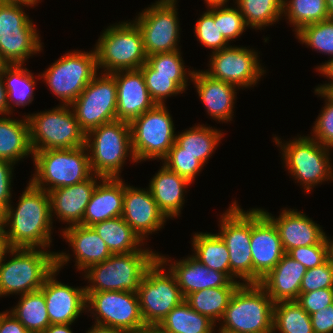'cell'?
<instances>
[{"instance_id": "1", "label": "cell", "mask_w": 333, "mask_h": 333, "mask_svg": "<svg viewBox=\"0 0 333 333\" xmlns=\"http://www.w3.org/2000/svg\"><path fill=\"white\" fill-rule=\"evenodd\" d=\"M27 185L17 207L10 203L3 211L6 241L9 248H50L53 222L49 194L30 181Z\"/></svg>"}, {"instance_id": "2", "label": "cell", "mask_w": 333, "mask_h": 333, "mask_svg": "<svg viewBox=\"0 0 333 333\" xmlns=\"http://www.w3.org/2000/svg\"><path fill=\"white\" fill-rule=\"evenodd\" d=\"M13 258L5 261L7 254ZM56 268V252L41 248H9L0 261V297L40 290Z\"/></svg>"}, {"instance_id": "3", "label": "cell", "mask_w": 333, "mask_h": 333, "mask_svg": "<svg viewBox=\"0 0 333 333\" xmlns=\"http://www.w3.org/2000/svg\"><path fill=\"white\" fill-rule=\"evenodd\" d=\"M155 252L133 251L126 254H112L105 261L88 267L84 271V277L90 284L85 286V291L136 293L146 270L158 258V253Z\"/></svg>"}, {"instance_id": "4", "label": "cell", "mask_w": 333, "mask_h": 333, "mask_svg": "<svg viewBox=\"0 0 333 333\" xmlns=\"http://www.w3.org/2000/svg\"><path fill=\"white\" fill-rule=\"evenodd\" d=\"M274 302L258 283H242L232 295L219 330L229 333H273Z\"/></svg>"}, {"instance_id": "5", "label": "cell", "mask_w": 333, "mask_h": 333, "mask_svg": "<svg viewBox=\"0 0 333 333\" xmlns=\"http://www.w3.org/2000/svg\"><path fill=\"white\" fill-rule=\"evenodd\" d=\"M85 146L92 173L101 177L120 178L127 158L130 156L136 162L128 122L115 120L90 130L86 134Z\"/></svg>"}, {"instance_id": "6", "label": "cell", "mask_w": 333, "mask_h": 333, "mask_svg": "<svg viewBox=\"0 0 333 333\" xmlns=\"http://www.w3.org/2000/svg\"><path fill=\"white\" fill-rule=\"evenodd\" d=\"M32 157L35 172L30 182L46 192L72 186L93 174L86 146L35 151Z\"/></svg>"}, {"instance_id": "7", "label": "cell", "mask_w": 333, "mask_h": 333, "mask_svg": "<svg viewBox=\"0 0 333 333\" xmlns=\"http://www.w3.org/2000/svg\"><path fill=\"white\" fill-rule=\"evenodd\" d=\"M104 30L94 47L98 71L136 70L146 62L142 33L134 21L115 23Z\"/></svg>"}, {"instance_id": "8", "label": "cell", "mask_w": 333, "mask_h": 333, "mask_svg": "<svg viewBox=\"0 0 333 333\" xmlns=\"http://www.w3.org/2000/svg\"><path fill=\"white\" fill-rule=\"evenodd\" d=\"M273 139L281 148L282 160L289 174L302 185L305 192H311L312 188L324 181L333 180L329 156L331 148L323 146L311 136L300 135L285 143L277 136Z\"/></svg>"}, {"instance_id": "9", "label": "cell", "mask_w": 333, "mask_h": 333, "mask_svg": "<svg viewBox=\"0 0 333 333\" xmlns=\"http://www.w3.org/2000/svg\"><path fill=\"white\" fill-rule=\"evenodd\" d=\"M35 5L0 1V54L6 64H24L30 56L42 50L38 30L23 10V6Z\"/></svg>"}, {"instance_id": "10", "label": "cell", "mask_w": 333, "mask_h": 333, "mask_svg": "<svg viewBox=\"0 0 333 333\" xmlns=\"http://www.w3.org/2000/svg\"><path fill=\"white\" fill-rule=\"evenodd\" d=\"M71 109V110H70ZM29 122L33 153L47 149H69L85 146L86 133L80 128L70 105L26 115Z\"/></svg>"}, {"instance_id": "11", "label": "cell", "mask_w": 333, "mask_h": 333, "mask_svg": "<svg viewBox=\"0 0 333 333\" xmlns=\"http://www.w3.org/2000/svg\"><path fill=\"white\" fill-rule=\"evenodd\" d=\"M129 125L132 151L137 163L148 159L162 160L175 143V126L165 105L156 104Z\"/></svg>"}, {"instance_id": "12", "label": "cell", "mask_w": 333, "mask_h": 333, "mask_svg": "<svg viewBox=\"0 0 333 333\" xmlns=\"http://www.w3.org/2000/svg\"><path fill=\"white\" fill-rule=\"evenodd\" d=\"M95 49L66 53L40 76L63 105H70L97 74Z\"/></svg>"}, {"instance_id": "13", "label": "cell", "mask_w": 333, "mask_h": 333, "mask_svg": "<svg viewBox=\"0 0 333 333\" xmlns=\"http://www.w3.org/2000/svg\"><path fill=\"white\" fill-rule=\"evenodd\" d=\"M157 258L146 270L137 290L145 325H158L184 297L174 275Z\"/></svg>"}, {"instance_id": "14", "label": "cell", "mask_w": 333, "mask_h": 333, "mask_svg": "<svg viewBox=\"0 0 333 333\" xmlns=\"http://www.w3.org/2000/svg\"><path fill=\"white\" fill-rule=\"evenodd\" d=\"M220 217V233L217 234L230 254V279L253 283L251 210L244 211L235 200Z\"/></svg>"}, {"instance_id": "15", "label": "cell", "mask_w": 333, "mask_h": 333, "mask_svg": "<svg viewBox=\"0 0 333 333\" xmlns=\"http://www.w3.org/2000/svg\"><path fill=\"white\" fill-rule=\"evenodd\" d=\"M177 0H158L133 20L141 30L146 56L180 50Z\"/></svg>"}, {"instance_id": "16", "label": "cell", "mask_w": 333, "mask_h": 333, "mask_svg": "<svg viewBox=\"0 0 333 333\" xmlns=\"http://www.w3.org/2000/svg\"><path fill=\"white\" fill-rule=\"evenodd\" d=\"M80 128L90 130L117 120V84L111 73H98L70 104Z\"/></svg>"}, {"instance_id": "17", "label": "cell", "mask_w": 333, "mask_h": 333, "mask_svg": "<svg viewBox=\"0 0 333 333\" xmlns=\"http://www.w3.org/2000/svg\"><path fill=\"white\" fill-rule=\"evenodd\" d=\"M86 311L95 324L114 327L125 333H138L145 323L142 319L137 293L130 291L86 292Z\"/></svg>"}, {"instance_id": "18", "label": "cell", "mask_w": 333, "mask_h": 333, "mask_svg": "<svg viewBox=\"0 0 333 333\" xmlns=\"http://www.w3.org/2000/svg\"><path fill=\"white\" fill-rule=\"evenodd\" d=\"M210 56V68L204 72L212 78L233 84L238 89L253 87L266 73L258 52L251 48L230 45L212 52Z\"/></svg>"}, {"instance_id": "19", "label": "cell", "mask_w": 333, "mask_h": 333, "mask_svg": "<svg viewBox=\"0 0 333 333\" xmlns=\"http://www.w3.org/2000/svg\"><path fill=\"white\" fill-rule=\"evenodd\" d=\"M68 254L65 252L56 253V268L40 288L46 301L50 324H72L80 314L86 313L85 287L74 286L73 288V286L56 280L57 273L70 260V254Z\"/></svg>"}, {"instance_id": "20", "label": "cell", "mask_w": 333, "mask_h": 333, "mask_svg": "<svg viewBox=\"0 0 333 333\" xmlns=\"http://www.w3.org/2000/svg\"><path fill=\"white\" fill-rule=\"evenodd\" d=\"M253 283H259L285 254L279 232L261 208L251 209Z\"/></svg>"}, {"instance_id": "21", "label": "cell", "mask_w": 333, "mask_h": 333, "mask_svg": "<svg viewBox=\"0 0 333 333\" xmlns=\"http://www.w3.org/2000/svg\"><path fill=\"white\" fill-rule=\"evenodd\" d=\"M121 217L143 241L153 234L152 232L162 229L167 221L149 188H135L130 184H125Z\"/></svg>"}, {"instance_id": "22", "label": "cell", "mask_w": 333, "mask_h": 333, "mask_svg": "<svg viewBox=\"0 0 333 333\" xmlns=\"http://www.w3.org/2000/svg\"><path fill=\"white\" fill-rule=\"evenodd\" d=\"M158 259L174 275L181 293L185 298L188 294L199 290L222 286H240L243 282L232 281L225 273L216 271L203 265L193 255L185 259L172 262L166 256L158 254ZM171 264L169 265L168 263Z\"/></svg>"}, {"instance_id": "23", "label": "cell", "mask_w": 333, "mask_h": 333, "mask_svg": "<svg viewBox=\"0 0 333 333\" xmlns=\"http://www.w3.org/2000/svg\"><path fill=\"white\" fill-rule=\"evenodd\" d=\"M111 74L117 84V120L130 123L156 105L140 69L120 70Z\"/></svg>"}, {"instance_id": "24", "label": "cell", "mask_w": 333, "mask_h": 333, "mask_svg": "<svg viewBox=\"0 0 333 333\" xmlns=\"http://www.w3.org/2000/svg\"><path fill=\"white\" fill-rule=\"evenodd\" d=\"M102 178L92 174L88 179L72 186L49 191L52 221L56 215L59 221L65 224L67 222L69 226L82 225L86 207L97 186V180Z\"/></svg>"}, {"instance_id": "25", "label": "cell", "mask_w": 333, "mask_h": 333, "mask_svg": "<svg viewBox=\"0 0 333 333\" xmlns=\"http://www.w3.org/2000/svg\"><path fill=\"white\" fill-rule=\"evenodd\" d=\"M262 211L275 224L285 253L296 247L319 244L325 238L322 227L302 211L284 208L276 218L263 208Z\"/></svg>"}, {"instance_id": "26", "label": "cell", "mask_w": 333, "mask_h": 333, "mask_svg": "<svg viewBox=\"0 0 333 333\" xmlns=\"http://www.w3.org/2000/svg\"><path fill=\"white\" fill-rule=\"evenodd\" d=\"M191 81L194 82L198 96L213 120L222 123L232 121L237 86L212 78L203 70H194Z\"/></svg>"}, {"instance_id": "27", "label": "cell", "mask_w": 333, "mask_h": 333, "mask_svg": "<svg viewBox=\"0 0 333 333\" xmlns=\"http://www.w3.org/2000/svg\"><path fill=\"white\" fill-rule=\"evenodd\" d=\"M306 270L302 263L285 253L276 266L261 278L258 284L267 292L274 303L296 301Z\"/></svg>"}, {"instance_id": "28", "label": "cell", "mask_w": 333, "mask_h": 333, "mask_svg": "<svg viewBox=\"0 0 333 333\" xmlns=\"http://www.w3.org/2000/svg\"><path fill=\"white\" fill-rule=\"evenodd\" d=\"M124 191L122 178L100 179L86 207L82 225L93 226L98 222L121 217Z\"/></svg>"}, {"instance_id": "29", "label": "cell", "mask_w": 333, "mask_h": 333, "mask_svg": "<svg viewBox=\"0 0 333 333\" xmlns=\"http://www.w3.org/2000/svg\"><path fill=\"white\" fill-rule=\"evenodd\" d=\"M62 237L72 247L75 266L80 271L101 263L112 253L92 226L72 225L62 229Z\"/></svg>"}, {"instance_id": "30", "label": "cell", "mask_w": 333, "mask_h": 333, "mask_svg": "<svg viewBox=\"0 0 333 333\" xmlns=\"http://www.w3.org/2000/svg\"><path fill=\"white\" fill-rule=\"evenodd\" d=\"M190 183L187 179L165 165L150 180L149 190L159 210L167 219L180 216L185 203L184 197Z\"/></svg>"}, {"instance_id": "31", "label": "cell", "mask_w": 333, "mask_h": 333, "mask_svg": "<svg viewBox=\"0 0 333 333\" xmlns=\"http://www.w3.org/2000/svg\"><path fill=\"white\" fill-rule=\"evenodd\" d=\"M0 116V159L16 164L22 158L33 156L30 144L29 122Z\"/></svg>"}, {"instance_id": "32", "label": "cell", "mask_w": 333, "mask_h": 333, "mask_svg": "<svg viewBox=\"0 0 333 333\" xmlns=\"http://www.w3.org/2000/svg\"><path fill=\"white\" fill-rule=\"evenodd\" d=\"M100 238L106 243L112 254H126L133 251H152L144 249L143 240L125 222L122 217L98 222L92 226Z\"/></svg>"}, {"instance_id": "33", "label": "cell", "mask_w": 333, "mask_h": 333, "mask_svg": "<svg viewBox=\"0 0 333 333\" xmlns=\"http://www.w3.org/2000/svg\"><path fill=\"white\" fill-rule=\"evenodd\" d=\"M223 134L221 130L198 124L176 134L175 142L181 147V153L193 155L205 165L215 152Z\"/></svg>"}, {"instance_id": "34", "label": "cell", "mask_w": 333, "mask_h": 333, "mask_svg": "<svg viewBox=\"0 0 333 333\" xmlns=\"http://www.w3.org/2000/svg\"><path fill=\"white\" fill-rule=\"evenodd\" d=\"M166 333H215L217 325L183 300L158 324Z\"/></svg>"}, {"instance_id": "35", "label": "cell", "mask_w": 333, "mask_h": 333, "mask_svg": "<svg viewBox=\"0 0 333 333\" xmlns=\"http://www.w3.org/2000/svg\"><path fill=\"white\" fill-rule=\"evenodd\" d=\"M193 256L203 265L225 273L230 278V254L218 234L197 232L192 239Z\"/></svg>"}, {"instance_id": "36", "label": "cell", "mask_w": 333, "mask_h": 333, "mask_svg": "<svg viewBox=\"0 0 333 333\" xmlns=\"http://www.w3.org/2000/svg\"><path fill=\"white\" fill-rule=\"evenodd\" d=\"M23 66L24 64H7L2 70V79L5 80L3 83L7 91L9 115L12 114L14 106L25 107L34 100L36 77Z\"/></svg>"}, {"instance_id": "37", "label": "cell", "mask_w": 333, "mask_h": 333, "mask_svg": "<svg viewBox=\"0 0 333 333\" xmlns=\"http://www.w3.org/2000/svg\"><path fill=\"white\" fill-rule=\"evenodd\" d=\"M239 286H222L199 290L188 294L184 300L198 313L207 316L215 324L224 316L232 295Z\"/></svg>"}, {"instance_id": "38", "label": "cell", "mask_w": 333, "mask_h": 333, "mask_svg": "<svg viewBox=\"0 0 333 333\" xmlns=\"http://www.w3.org/2000/svg\"><path fill=\"white\" fill-rule=\"evenodd\" d=\"M18 304L9 311L31 333H42L49 325L46 301L41 290L19 295Z\"/></svg>"}, {"instance_id": "39", "label": "cell", "mask_w": 333, "mask_h": 333, "mask_svg": "<svg viewBox=\"0 0 333 333\" xmlns=\"http://www.w3.org/2000/svg\"><path fill=\"white\" fill-rule=\"evenodd\" d=\"M144 76L147 90L152 100L159 105H166L167 97L176 96L187 90L188 80L193 75L157 74L146 62L139 68Z\"/></svg>"}, {"instance_id": "40", "label": "cell", "mask_w": 333, "mask_h": 333, "mask_svg": "<svg viewBox=\"0 0 333 333\" xmlns=\"http://www.w3.org/2000/svg\"><path fill=\"white\" fill-rule=\"evenodd\" d=\"M314 333L310 315L296 301H279L273 306V333Z\"/></svg>"}, {"instance_id": "41", "label": "cell", "mask_w": 333, "mask_h": 333, "mask_svg": "<svg viewBox=\"0 0 333 333\" xmlns=\"http://www.w3.org/2000/svg\"><path fill=\"white\" fill-rule=\"evenodd\" d=\"M284 0H236L235 4L244 17L246 25L263 29L282 19ZM263 27V28H262Z\"/></svg>"}, {"instance_id": "42", "label": "cell", "mask_w": 333, "mask_h": 333, "mask_svg": "<svg viewBox=\"0 0 333 333\" xmlns=\"http://www.w3.org/2000/svg\"><path fill=\"white\" fill-rule=\"evenodd\" d=\"M284 15L295 32L303 26L330 18L326 0H284Z\"/></svg>"}, {"instance_id": "43", "label": "cell", "mask_w": 333, "mask_h": 333, "mask_svg": "<svg viewBox=\"0 0 333 333\" xmlns=\"http://www.w3.org/2000/svg\"><path fill=\"white\" fill-rule=\"evenodd\" d=\"M294 34L302 44L333 58V19L308 24Z\"/></svg>"}, {"instance_id": "44", "label": "cell", "mask_w": 333, "mask_h": 333, "mask_svg": "<svg viewBox=\"0 0 333 333\" xmlns=\"http://www.w3.org/2000/svg\"><path fill=\"white\" fill-rule=\"evenodd\" d=\"M205 13L197 20L194 33L201 45L217 52L230 44L225 40L218 28V5L208 6Z\"/></svg>"}, {"instance_id": "45", "label": "cell", "mask_w": 333, "mask_h": 333, "mask_svg": "<svg viewBox=\"0 0 333 333\" xmlns=\"http://www.w3.org/2000/svg\"><path fill=\"white\" fill-rule=\"evenodd\" d=\"M168 169L181 175L192 183L196 175L201 172L205 166L195 156L188 153H181V147L175 142L167 155L161 160Z\"/></svg>"}, {"instance_id": "46", "label": "cell", "mask_w": 333, "mask_h": 333, "mask_svg": "<svg viewBox=\"0 0 333 333\" xmlns=\"http://www.w3.org/2000/svg\"><path fill=\"white\" fill-rule=\"evenodd\" d=\"M315 94L325 98V106L322 108L312 127L313 139L323 146L333 149V100L323 91L315 90Z\"/></svg>"}, {"instance_id": "47", "label": "cell", "mask_w": 333, "mask_h": 333, "mask_svg": "<svg viewBox=\"0 0 333 333\" xmlns=\"http://www.w3.org/2000/svg\"><path fill=\"white\" fill-rule=\"evenodd\" d=\"M246 27L248 26L237 6L228 7V5H218L219 32L228 43L229 41H234V39L240 37Z\"/></svg>"}, {"instance_id": "48", "label": "cell", "mask_w": 333, "mask_h": 333, "mask_svg": "<svg viewBox=\"0 0 333 333\" xmlns=\"http://www.w3.org/2000/svg\"><path fill=\"white\" fill-rule=\"evenodd\" d=\"M146 63L157 74L193 75L194 70H186L180 50L147 56Z\"/></svg>"}, {"instance_id": "49", "label": "cell", "mask_w": 333, "mask_h": 333, "mask_svg": "<svg viewBox=\"0 0 333 333\" xmlns=\"http://www.w3.org/2000/svg\"><path fill=\"white\" fill-rule=\"evenodd\" d=\"M323 288H333V266L328 259L321 265L306 270L302 278L300 293Z\"/></svg>"}, {"instance_id": "50", "label": "cell", "mask_w": 333, "mask_h": 333, "mask_svg": "<svg viewBox=\"0 0 333 333\" xmlns=\"http://www.w3.org/2000/svg\"><path fill=\"white\" fill-rule=\"evenodd\" d=\"M287 254L302 263L306 269H311L321 265L328 259L327 243L324 238L319 244L296 247L291 249Z\"/></svg>"}, {"instance_id": "51", "label": "cell", "mask_w": 333, "mask_h": 333, "mask_svg": "<svg viewBox=\"0 0 333 333\" xmlns=\"http://www.w3.org/2000/svg\"><path fill=\"white\" fill-rule=\"evenodd\" d=\"M296 302L311 315L333 303V288L300 293Z\"/></svg>"}, {"instance_id": "52", "label": "cell", "mask_w": 333, "mask_h": 333, "mask_svg": "<svg viewBox=\"0 0 333 333\" xmlns=\"http://www.w3.org/2000/svg\"><path fill=\"white\" fill-rule=\"evenodd\" d=\"M14 163L0 159V210L3 212L11 203V187Z\"/></svg>"}, {"instance_id": "53", "label": "cell", "mask_w": 333, "mask_h": 333, "mask_svg": "<svg viewBox=\"0 0 333 333\" xmlns=\"http://www.w3.org/2000/svg\"><path fill=\"white\" fill-rule=\"evenodd\" d=\"M314 333H333V303L310 315Z\"/></svg>"}, {"instance_id": "54", "label": "cell", "mask_w": 333, "mask_h": 333, "mask_svg": "<svg viewBox=\"0 0 333 333\" xmlns=\"http://www.w3.org/2000/svg\"><path fill=\"white\" fill-rule=\"evenodd\" d=\"M0 333H31L10 312H0Z\"/></svg>"}, {"instance_id": "55", "label": "cell", "mask_w": 333, "mask_h": 333, "mask_svg": "<svg viewBox=\"0 0 333 333\" xmlns=\"http://www.w3.org/2000/svg\"><path fill=\"white\" fill-rule=\"evenodd\" d=\"M316 69L320 74L331 79L330 82L324 83L323 85H319L314 89L324 92L331 84H333V58L329 59L325 63H322Z\"/></svg>"}, {"instance_id": "56", "label": "cell", "mask_w": 333, "mask_h": 333, "mask_svg": "<svg viewBox=\"0 0 333 333\" xmlns=\"http://www.w3.org/2000/svg\"><path fill=\"white\" fill-rule=\"evenodd\" d=\"M3 81L4 80L2 79V71H0V115L9 116L7 91L4 87Z\"/></svg>"}, {"instance_id": "57", "label": "cell", "mask_w": 333, "mask_h": 333, "mask_svg": "<svg viewBox=\"0 0 333 333\" xmlns=\"http://www.w3.org/2000/svg\"><path fill=\"white\" fill-rule=\"evenodd\" d=\"M72 324H50L42 333H73Z\"/></svg>"}, {"instance_id": "58", "label": "cell", "mask_w": 333, "mask_h": 333, "mask_svg": "<svg viewBox=\"0 0 333 333\" xmlns=\"http://www.w3.org/2000/svg\"><path fill=\"white\" fill-rule=\"evenodd\" d=\"M86 333H125V332L114 327L103 326L94 323V326L92 325L91 329L90 330L88 329V332Z\"/></svg>"}, {"instance_id": "59", "label": "cell", "mask_w": 333, "mask_h": 333, "mask_svg": "<svg viewBox=\"0 0 333 333\" xmlns=\"http://www.w3.org/2000/svg\"><path fill=\"white\" fill-rule=\"evenodd\" d=\"M9 249L8 243L5 238L4 230L1 227L0 228V261L4 257V254Z\"/></svg>"}, {"instance_id": "60", "label": "cell", "mask_w": 333, "mask_h": 333, "mask_svg": "<svg viewBox=\"0 0 333 333\" xmlns=\"http://www.w3.org/2000/svg\"><path fill=\"white\" fill-rule=\"evenodd\" d=\"M138 333H166L158 325H146Z\"/></svg>"}, {"instance_id": "61", "label": "cell", "mask_w": 333, "mask_h": 333, "mask_svg": "<svg viewBox=\"0 0 333 333\" xmlns=\"http://www.w3.org/2000/svg\"><path fill=\"white\" fill-rule=\"evenodd\" d=\"M325 240L327 243V258L330 264L333 266V239L330 240V238L325 235Z\"/></svg>"}, {"instance_id": "62", "label": "cell", "mask_w": 333, "mask_h": 333, "mask_svg": "<svg viewBox=\"0 0 333 333\" xmlns=\"http://www.w3.org/2000/svg\"><path fill=\"white\" fill-rule=\"evenodd\" d=\"M229 0H204L207 7L213 5H227Z\"/></svg>"}, {"instance_id": "63", "label": "cell", "mask_w": 333, "mask_h": 333, "mask_svg": "<svg viewBox=\"0 0 333 333\" xmlns=\"http://www.w3.org/2000/svg\"><path fill=\"white\" fill-rule=\"evenodd\" d=\"M326 1H327L329 17L333 19V0H326Z\"/></svg>"}, {"instance_id": "64", "label": "cell", "mask_w": 333, "mask_h": 333, "mask_svg": "<svg viewBox=\"0 0 333 333\" xmlns=\"http://www.w3.org/2000/svg\"><path fill=\"white\" fill-rule=\"evenodd\" d=\"M324 93L333 100V84H331L325 91Z\"/></svg>"}, {"instance_id": "65", "label": "cell", "mask_w": 333, "mask_h": 333, "mask_svg": "<svg viewBox=\"0 0 333 333\" xmlns=\"http://www.w3.org/2000/svg\"><path fill=\"white\" fill-rule=\"evenodd\" d=\"M6 65H7L6 62L3 60L0 54V71H2Z\"/></svg>"}, {"instance_id": "66", "label": "cell", "mask_w": 333, "mask_h": 333, "mask_svg": "<svg viewBox=\"0 0 333 333\" xmlns=\"http://www.w3.org/2000/svg\"><path fill=\"white\" fill-rule=\"evenodd\" d=\"M0 1H17V2L34 3L32 0H0Z\"/></svg>"}, {"instance_id": "67", "label": "cell", "mask_w": 333, "mask_h": 333, "mask_svg": "<svg viewBox=\"0 0 333 333\" xmlns=\"http://www.w3.org/2000/svg\"><path fill=\"white\" fill-rule=\"evenodd\" d=\"M2 214L3 212L0 210V228L2 227Z\"/></svg>"}, {"instance_id": "68", "label": "cell", "mask_w": 333, "mask_h": 333, "mask_svg": "<svg viewBox=\"0 0 333 333\" xmlns=\"http://www.w3.org/2000/svg\"><path fill=\"white\" fill-rule=\"evenodd\" d=\"M218 333H229V332H225V331H222V330H218Z\"/></svg>"}, {"instance_id": "69", "label": "cell", "mask_w": 333, "mask_h": 333, "mask_svg": "<svg viewBox=\"0 0 333 333\" xmlns=\"http://www.w3.org/2000/svg\"><path fill=\"white\" fill-rule=\"evenodd\" d=\"M35 4L39 3L40 0H32Z\"/></svg>"}]
</instances>
